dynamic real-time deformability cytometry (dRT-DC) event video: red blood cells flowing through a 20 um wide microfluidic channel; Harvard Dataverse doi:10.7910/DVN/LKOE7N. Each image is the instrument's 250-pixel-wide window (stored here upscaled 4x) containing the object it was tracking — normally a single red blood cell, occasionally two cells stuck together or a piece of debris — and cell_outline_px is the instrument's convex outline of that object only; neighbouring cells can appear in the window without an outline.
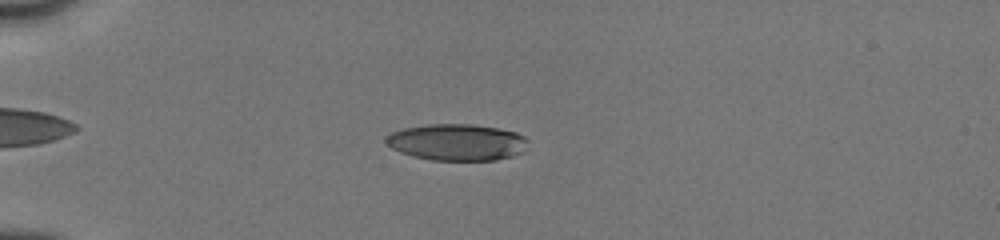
{"species": "human", "species_latin": "Homo sapiens", "temperature_condition": "cold", "stored_images_in_passage": 36, "camera_frame_rate_fps": 3000, "um_per_image_px": 0.085, "donor": {"sex": "male"}, "frame": {"image": 1, "passage_image": 15, "time_ms": 4.667, "image_size_px": [1000, 240], "cell_outline_px": [[528, 140], [524, 152], [512, 156], [496, 160], [432, 160], [412, 156], [400, 152], [392, 148], [384, 140], [392, 132], [404, 128], [428, 124], [472, 124], [496, 128], [516, 132], [524, 136]], "centroid_in_image_um": [38.86, 12.09], "position_along_channel_um": 46.1, "area_um2": 30.23}}
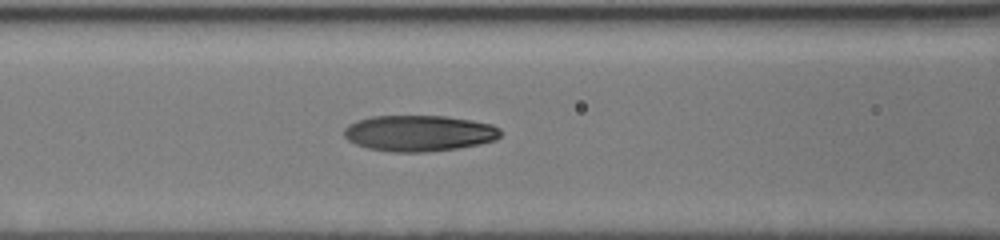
{"frame": {"image": 2, "passage_image": 29, "time_ms": 7.667, "image_size_px": [1000, 240], "cell_outline_px": [[500, 136], [496, 140], [480, 144], [460, 148], [424, 152], [392, 152], [368, 148], [356, 144], [348, 140], [344, 136], [344, 128], [348, 124], [356, 120], [372, 116], [448, 116], [472, 120], [492, 124], [500, 128]], "centroid_in_image_um": [35.63, 11.32], "position_along_channel_um": 131.0, "area_um2": 33.12}}
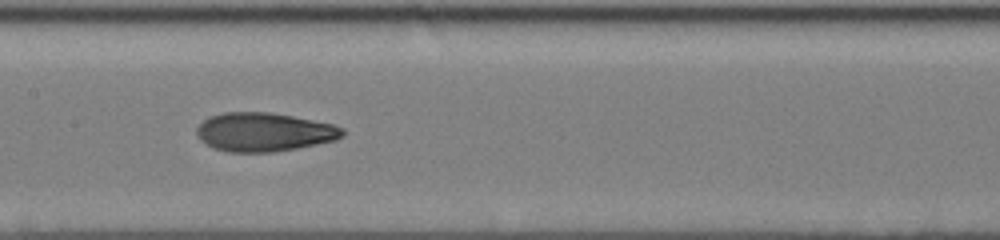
{"frame": {"image": 3, "passage_image": 35, "time_ms": 9.0, "image_size_px": [1000, 240], "cell_outline_px": [[344, 136], [336, 140], [296, 148], [272, 152], [228, 152], [212, 148], [204, 144], [200, 140], [196, 132], [196, 128], [208, 116], [224, 112], [268, 112], [292, 116], [332, 124], [344, 128]], "centroid_in_image_um": [22.41, 11.23], "position_along_channel_um": 185.0, "area_um2": 33.0}}